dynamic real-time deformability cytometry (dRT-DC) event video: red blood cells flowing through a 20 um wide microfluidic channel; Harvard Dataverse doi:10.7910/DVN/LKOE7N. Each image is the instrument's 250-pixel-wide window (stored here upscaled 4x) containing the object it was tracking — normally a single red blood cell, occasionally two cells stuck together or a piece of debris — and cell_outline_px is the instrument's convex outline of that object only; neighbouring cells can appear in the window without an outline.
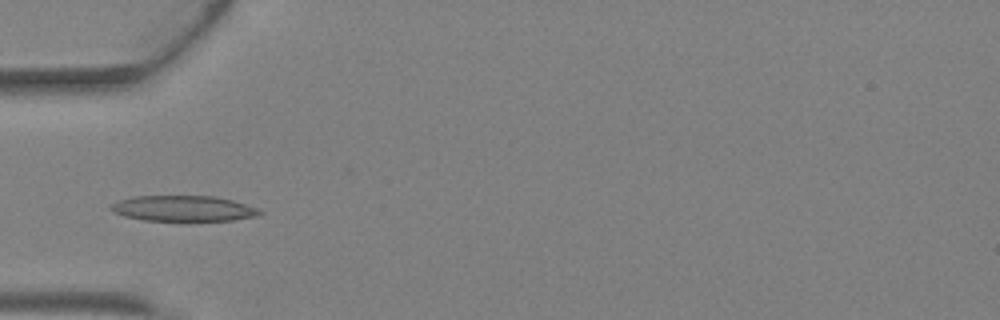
{"species": "Egyptian fruit bat (a non-hibernating species)", "species_latin": "Rousettus aegyptiacus", "temperature_condition": "warm", "stored_images_in_passage": 4, "camera_frame_rate_fps": 3000, "um_per_image_px": 0.085, "animal": {"sex": "female"}, "frame": {"image": 1, "passage_image": 4, "time_ms": 1.0, "image_size_px": [1000, 320], "cell_outline_px": [[264, 212], [260, 216], [232, 220], [144, 220], [124, 216], [112, 212], [108, 208], [112, 204], [120, 200], [132, 196], [216, 196], [232, 200], [260, 208]], "centroid_in_image_um": [15.62, 17.71], "position_along_channel_um": 69.4, "area_um2": 22.31}}